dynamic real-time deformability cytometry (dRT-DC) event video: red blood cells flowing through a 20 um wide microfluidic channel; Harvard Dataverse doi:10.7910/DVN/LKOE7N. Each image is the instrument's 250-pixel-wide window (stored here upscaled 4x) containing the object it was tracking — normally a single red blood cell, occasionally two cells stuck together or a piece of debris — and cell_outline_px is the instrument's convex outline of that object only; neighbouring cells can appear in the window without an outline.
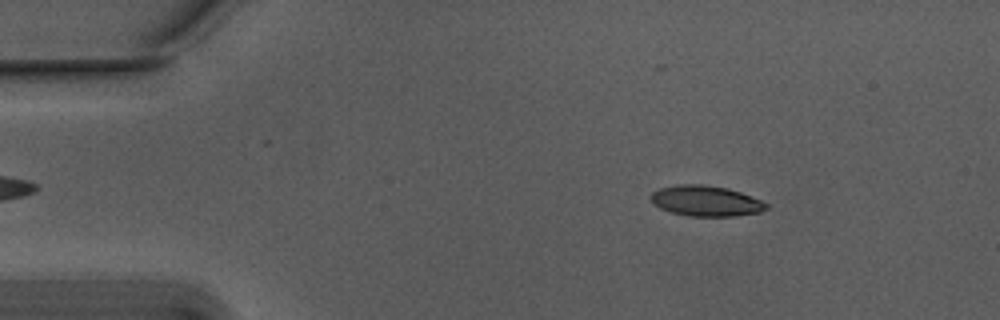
{"species": "Egyptian fruit bat (a non-hibernating species)", "species_latin": "Rousettus aegyptiacus", "temperature_condition": "warm", "stored_images_in_passage": 54, "camera_frame_rate_fps": 3000, "um_per_image_px": 0.085, "animal": {"sex": "male"}, "frame": {"image": 1, "passage_image": 8, "time_ms": 2.333, "image_size_px": [1000, 320], "cell_outline_px": [[768, 208], [760, 212], [736, 216], [688, 216], [672, 212], [660, 208], [648, 196], [652, 192], [660, 188], [680, 184], [704, 184], [728, 188], [740, 192], [760, 200], [768, 204]], "centroid_in_image_um": [60.0, 17.07], "position_along_channel_um": 25.0, "area_um2": 20.52}}
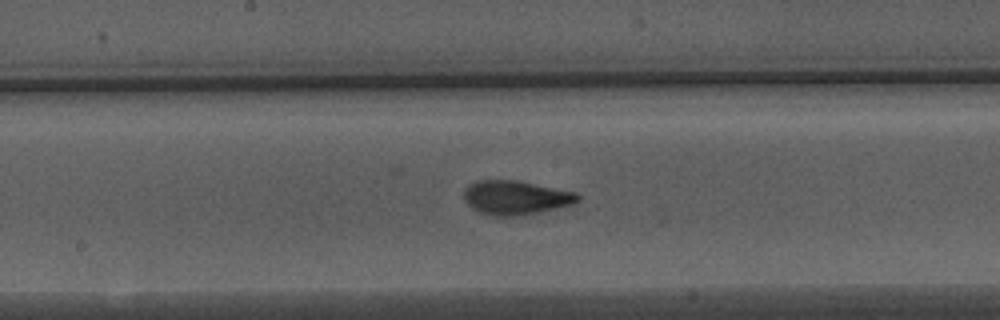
{"frame": {"image": 2, "passage_image": 28, "time_ms": 9.0, "image_size_px": [1000, 320], "cell_outline_px": [[580, 200], [572, 204], [556, 208], [520, 216], [492, 216], [480, 212], [472, 208], [464, 200], [464, 188], [476, 180], [516, 180], [576, 192], [580, 196]], "centroid_in_image_um": [43.81, 16.79], "position_along_channel_um": 204.4, "area_um2": 22.6}}
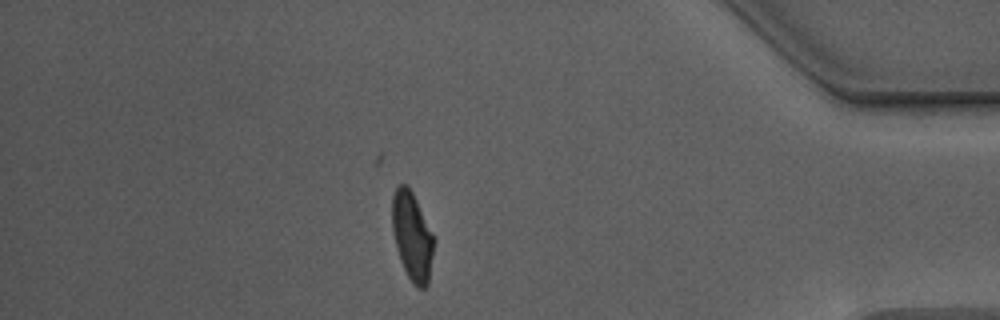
{"frame": {"image": 3, "passage_image": 47, "time_ms": 15.333, "image_size_px": [1000, 320], "cell_outline_px": [[432, 256], [428, 284], [424, 288], [416, 288], [412, 284], [400, 260], [392, 228], [392, 196], [396, 188], [400, 184], [408, 184], [416, 200], [432, 236]], "centroid_in_image_um": [34.99, 20.09], "position_along_channel_um": 400.2, "area_um2": 20.81}, "authors_computed_cell_mechanics": {"area_um2": 21.2704, "velocity_mm_per_s": 3.7461, "shape_relaxation_time_tau1_ms": 3.5479, "shape_relaxation_time_tau2_ms": 1.2155, "deformation_change_tau1": 0.165, "deformation_change_tau2": 0.0763}}